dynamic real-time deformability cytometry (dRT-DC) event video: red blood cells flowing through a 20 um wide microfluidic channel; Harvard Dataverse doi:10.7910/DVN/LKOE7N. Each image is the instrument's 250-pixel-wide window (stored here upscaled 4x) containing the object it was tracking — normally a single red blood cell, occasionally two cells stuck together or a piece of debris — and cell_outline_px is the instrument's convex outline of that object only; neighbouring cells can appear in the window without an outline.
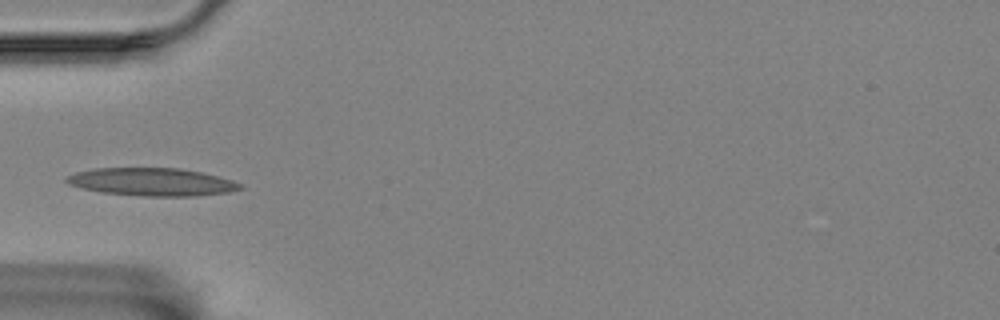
{"species": "Egyptian fruit bat (a non-hibernating species)", "species_latin": "Rousettus aegyptiacus", "temperature_condition": "room temperature", "stored_images_in_passage": 39, "camera_frame_rate_fps": 3000, "um_per_image_px": 0.085, "animal": {"sex": "female"}, "frame": {"image": 1, "passage_image": 1, "time_ms": 0.0, "image_size_px": [1000, 320], "cell_outline_px": [[244, 188], [228, 192], [196, 196], [144, 196], [100, 192], [80, 188], [68, 184], [64, 180], [64, 176], [76, 172], [96, 168], [180, 168], [200, 172], [232, 180], [240, 184]], "centroid_in_image_um": [12.85, 15.46], "position_along_channel_um": 72.1, "area_um2": 28.21}}
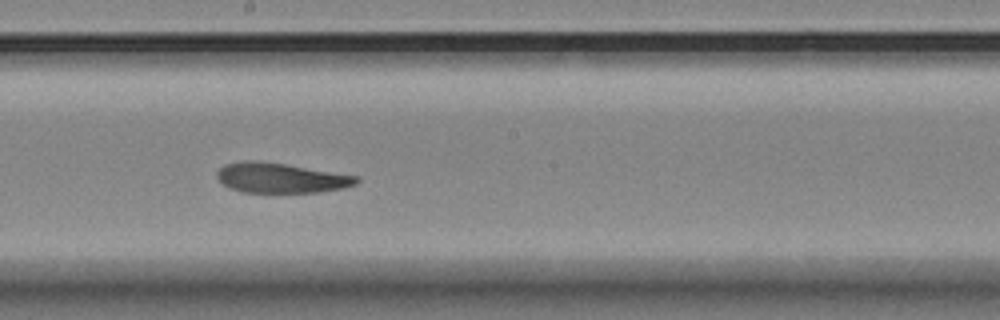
{"frame": {"image": 2, "passage_image": 14, "time_ms": 4.333, "image_size_px": [1000, 320], "cell_outline_px": [[360, 180], [356, 184], [344, 188], [320, 192], [240, 192], [228, 188], [216, 176], [216, 172], [224, 164], [244, 160], [256, 160], [284, 164], [360, 176]], "centroid_in_image_um": [23.87, 15.12], "position_along_channel_um": 224.3, "area_um2": 24.45}}
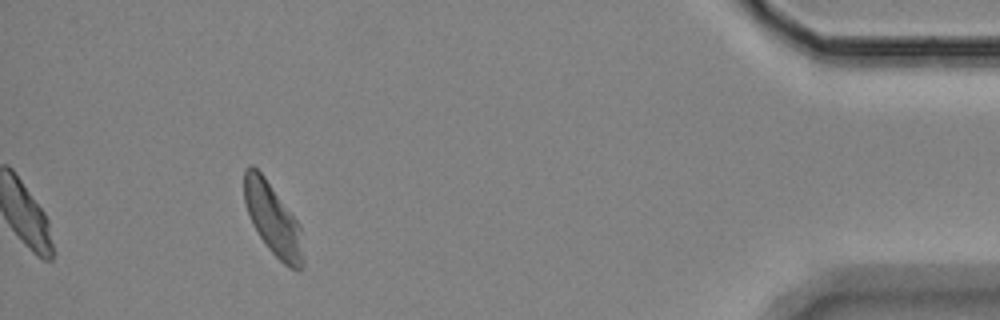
{"frame": {"image": 3, "passage_image": 35, "time_ms": 11.333, "image_size_px": [1000, 320], "cell_outline_px": [[304, 268], [300, 272], [288, 268], [268, 248], [260, 236], [248, 212], [244, 200], [244, 168], [248, 164], [252, 164], [264, 176], [300, 224], [304, 260]], "centroid_in_image_um": [23.23, 18.66], "position_along_channel_um": 412.0, "area_um2": 24.57}}